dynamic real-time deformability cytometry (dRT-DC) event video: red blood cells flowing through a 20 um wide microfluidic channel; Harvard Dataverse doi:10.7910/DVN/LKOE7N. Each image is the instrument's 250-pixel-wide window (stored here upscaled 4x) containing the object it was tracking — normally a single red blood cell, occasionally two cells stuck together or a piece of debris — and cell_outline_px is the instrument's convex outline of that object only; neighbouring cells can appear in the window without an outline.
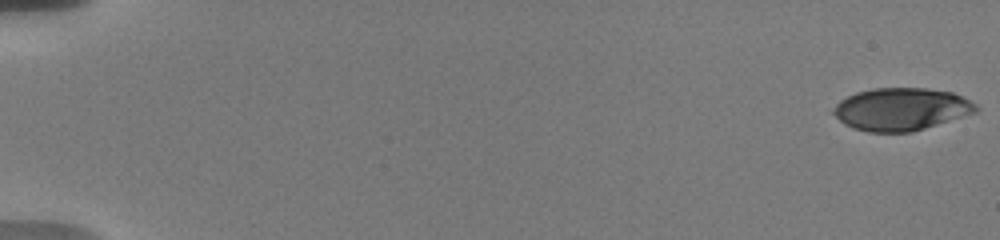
{"species": "human", "species_latin": "Homo sapiens", "temperature_condition": "warm", "stored_images_in_passage": 18, "camera_frame_rate_fps": 3000, "um_per_image_px": 0.085, "donor": {"sex": "male"}, "frame": {"image": 1, "passage_image": 1, "time_ms": 0.0, "image_size_px": [1000, 240], "cell_outline_px": [[980, 108], [976, 112], [912, 132], [868, 132], [852, 128], [844, 124], [828, 112], [840, 100], [856, 92], [872, 88], [928, 88], [952, 92], [976, 104]], "centroid_in_image_um": [76.54, 9.28], "position_along_channel_um": 8.5, "area_um2": 35.55}}
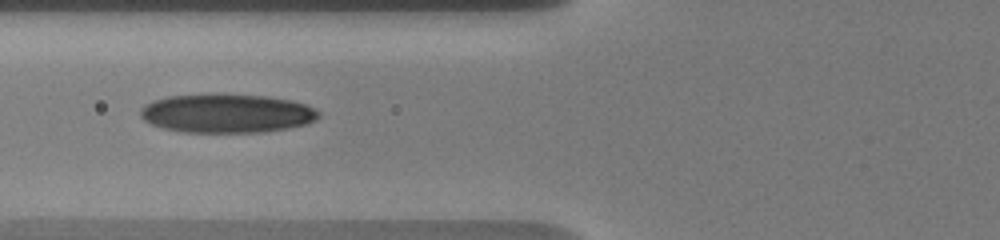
{"frame": {"image": 2, "passage_image": 16, "time_ms": 7.667, "image_size_px": [1000, 240], "cell_outline_px": [[320, 116], [316, 120], [308, 124], [288, 128], [260, 132], [184, 132], [164, 128], [152, 124], [144, 120], [140, 116], [140, 108], [144, 104], [152, 100], [168, 96], [268, 96], [292, 100], [304, 104], [320, 112]], "centroid_in_image_um": [19.29, 9.66], "position_along_channel_um": 106.5, "area_um2": 39.65}}
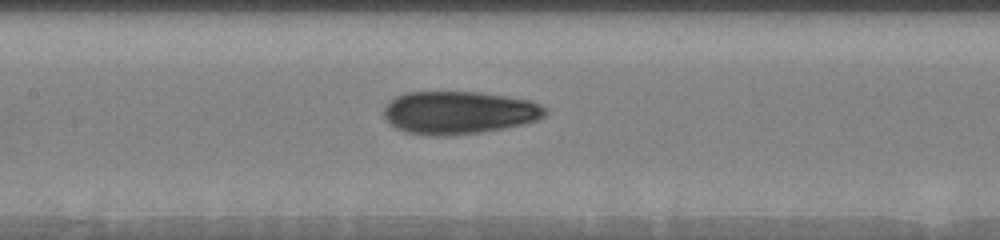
{"frame": {"image": 3, "passage_image": 18, "time_ms": 9.333, "image_size_px": [1000, 240], "cell_outline_px": [[548, 112], [544, 116], [536, 120], [520, 124], [480, 132], [436, 136], [432, 136], [404, 132], [388, 124], [384, 116], [384, 108], [396, 96], [404, 92], [480, 92], [508, 96], [532, 100], [548, 108]], "centroid_in_image_um": [39.0, 9.56], "position_along_channel_um": 168.4, "area_um2": 40.29}}